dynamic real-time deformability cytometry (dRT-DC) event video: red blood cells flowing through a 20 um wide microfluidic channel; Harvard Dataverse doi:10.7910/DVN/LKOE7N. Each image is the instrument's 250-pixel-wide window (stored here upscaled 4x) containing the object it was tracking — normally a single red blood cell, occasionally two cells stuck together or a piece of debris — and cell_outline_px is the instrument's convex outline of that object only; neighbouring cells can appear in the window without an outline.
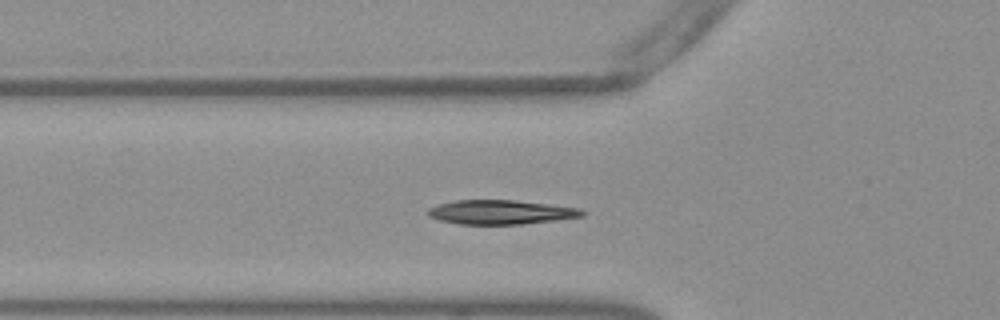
{"species": "Egyptian fruit bat (a non-hibernating species)", "species_latin": "Rousettus aegyptiacus", "temperature_condition": "warm", "stored_images_in_passage": 53, "camera_frame_rate_fps": 3000, "um_per_image_px": 0.085, "frame": {"image": 1, "passage_image": 18, "time_ms": 5.667, "image_size_px": [1000, 320], "cell_outline_px": [[584, 216], [556, 220], [520, 224], [460, 224], [440, 220], [428, 216], [428, 208], [436, 204], [452, 200], [516, 200], [580, 208], [584, 212]], "centroid_in_image_um": [42.53, 18.02], "position_along_channel_um": 83.3, "area_um2": 21.79}}
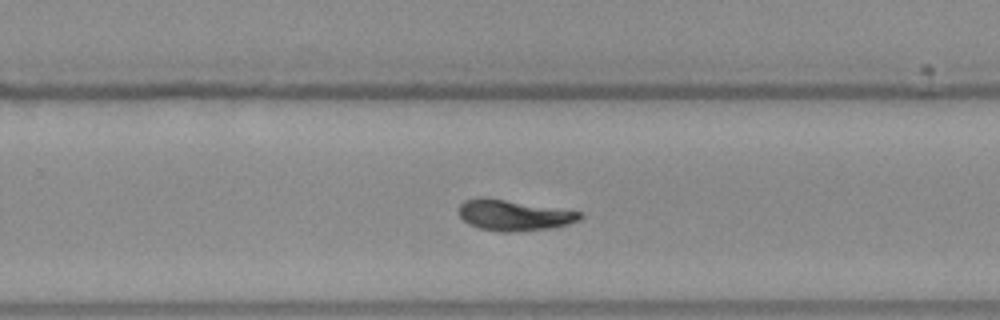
{"frame": {"image": 2, "passage_image": 34, "time_ms": 11.0, "image_size_px": [1000, 320], "cell_outline_px": [[584, 216], [580, 220], [568, 224], [548, 228], [512, 232], [500, 232], [480, 228], [468, 224], [460, 216], [460, 204], [464, 200], [480, 196], [488, 196], [580, 212]], "centroid_in_image_um": [43.64, 18.27], "position_along_channel_um": 286.2, "area_um2": 21.85}}
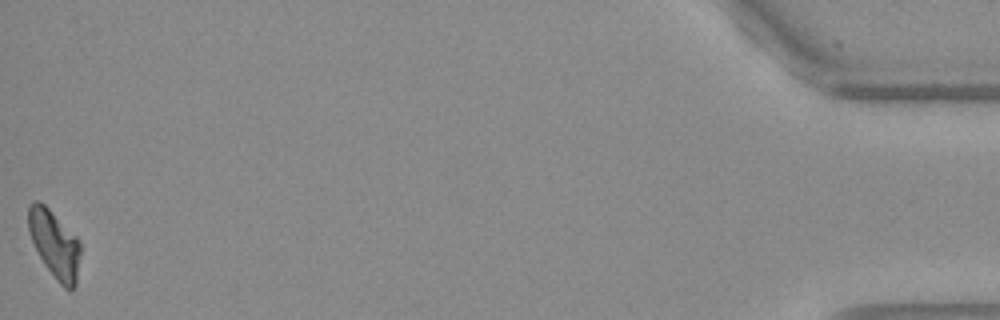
{"frame": {"image": 3, "passage_image": 53, "time_ms": 17.333, "image_size_px": [1000, 320], "cell_outline_px": [[80, 252], [76, 284], [72, 292], [64, 288], [56, 280], [44, 264], [32, 240], [28, 228], [28, 204], [32, 200], [40, 200], [80, 240]], "centroid_in_image_um": [4.64, 20.75], "position_along_channel_um": 430.6, "area_um2": 20.46}, "authors_computed_cell_mechanics": {"area_um2": 20.9814, "velocity_mm_per_s": 3.794, "shape_relaxation_time_tau1_ms": 6.9417, "shape_relaxation_time_tau2_ms": 1.8285, "deformation_change_tau1": 0.229, "deformation_change_tau2": 0.0665}}